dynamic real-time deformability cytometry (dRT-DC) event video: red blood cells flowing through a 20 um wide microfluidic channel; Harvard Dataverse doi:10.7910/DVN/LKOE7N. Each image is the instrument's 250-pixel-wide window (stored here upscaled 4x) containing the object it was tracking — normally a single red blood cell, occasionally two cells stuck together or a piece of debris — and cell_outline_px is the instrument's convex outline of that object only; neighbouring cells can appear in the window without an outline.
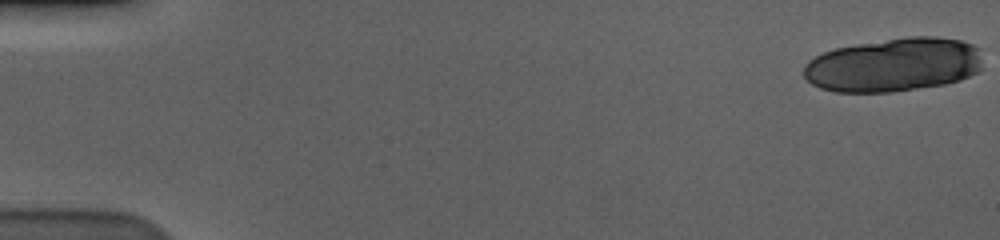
{"species": "human", "species_latin": "Homo sapiens", "temperature_condition": "cold", "stored_images_in_passage": 27, "camera_frame_rate_fps": 3000, "um_per_image_px": 0.085, "donor": {"sex": "male"}, "frame": {"image": 1, "passage_image": 1, "time_ms": 0.0, "image_size_px": [1000, 240], "cell_outline_px": [[980, 68], [976, 72], [960, 80], [944, 84], [892, 92], [836, 92], [820, 88], [812, 84], [804, 76], [804, 64], [808, 60], [824, 52], [836, 48], [856, 44], [904, 36], [936, 36], [960, 40], [972, 44], [980, 48]], "centroid_in_image_um": [75.95, 5.5], "position_along_channel_um": 9.1, "area_um2": 56.24}}